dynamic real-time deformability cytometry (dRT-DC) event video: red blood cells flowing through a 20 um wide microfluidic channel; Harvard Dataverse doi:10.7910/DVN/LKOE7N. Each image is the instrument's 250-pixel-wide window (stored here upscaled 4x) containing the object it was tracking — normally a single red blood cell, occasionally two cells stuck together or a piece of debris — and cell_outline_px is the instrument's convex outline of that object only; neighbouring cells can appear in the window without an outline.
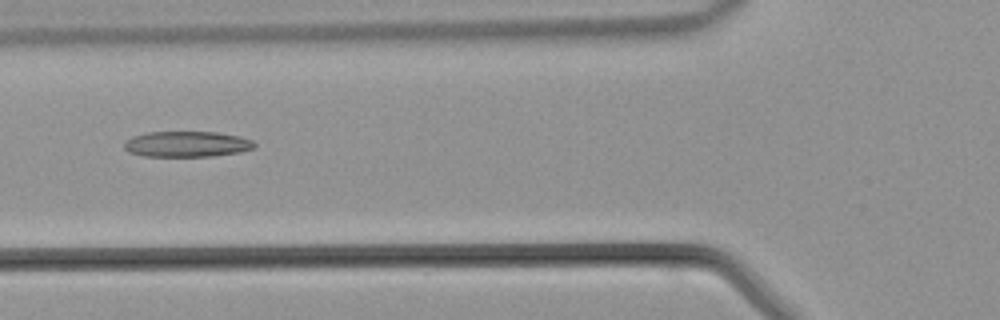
{"species": "common noctule bat (a hibernating species)", "species_latin": "Nyctalus noctula", "temperature_condition": "warm", "stored_images_in_passage": 44, "camera_frame_rate_fps": 3000, "um_per_image_px": 0.085, "animal": {"sex": "male", "body_mass_g": 21.5, "forearm_length_mm": 52.0}, "frame": {"image": 1, "passage_image": 16, "time_ms": 5.0, "image_size_px": [1000, 320], "cell_outline_px": [[256, 144], [252, 148], [240, 152], [212, 156], [144, 156], [128, 152], [124, 148], [124, 140], [132, 136], [148, 132], [216, 132], [240, 136], [252, 140]], "centroid_in_image_um": [15.85, 12.24], "position_along_channel_um": 110.0, "area_um2": 19.54}}
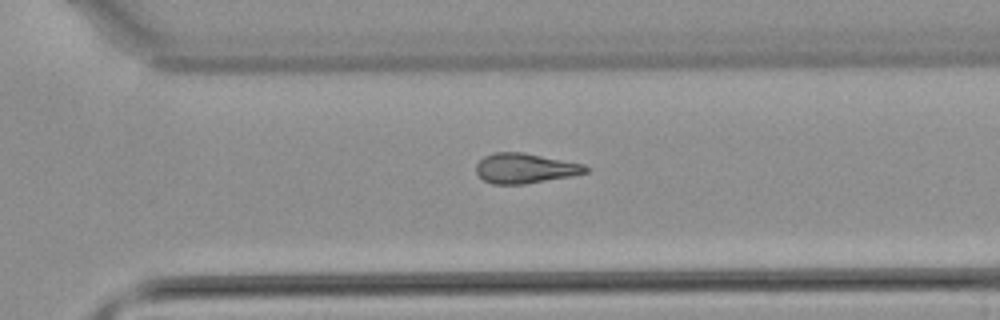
{"frame": {"image": 2, "passage_image": 30, "time_ms": 9.667, "image_size_px": [1000, 320], "cell_outline_px": [[588, 172], [572, 176], [524, 184], [492, 184], [484, 180], [476, 172], [476, 164], [484, 156], [496, 152], [524, 152], [584, 164], [588, 168]], "centroid_in_image_um": [44.63, 14.3], "position_along_channel_um": 326.0, "area_um2": 19.13}}
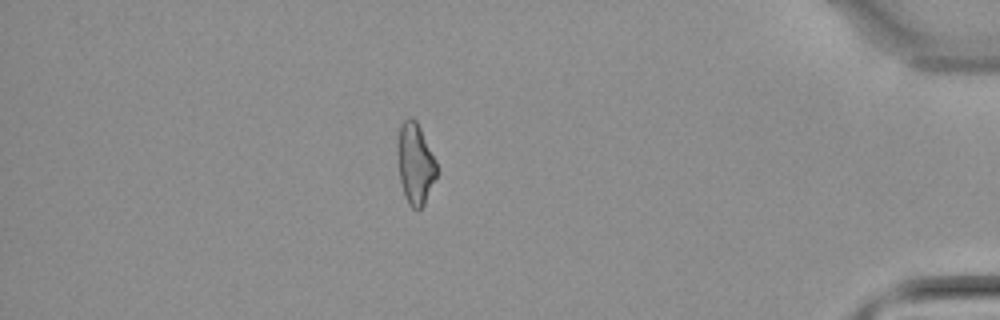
{"frame": {"image": 3, "passage_image": 38, "time_ms": 12.333, "image_size_px": [1000, 320], "cell_outline_px": [[436, 176], [424, 204], [420, 208], [412, 208], [408, 204], [404, 196], [400, 180], [396, 144], [396, 140], [400, 124], [408, 116], [412, 116], [416, 120], [436, 160]], "centroid_in_image_um": [35.26, 13.86], "position_along_channel_um": 399.9, "area_um2": 18.55}}